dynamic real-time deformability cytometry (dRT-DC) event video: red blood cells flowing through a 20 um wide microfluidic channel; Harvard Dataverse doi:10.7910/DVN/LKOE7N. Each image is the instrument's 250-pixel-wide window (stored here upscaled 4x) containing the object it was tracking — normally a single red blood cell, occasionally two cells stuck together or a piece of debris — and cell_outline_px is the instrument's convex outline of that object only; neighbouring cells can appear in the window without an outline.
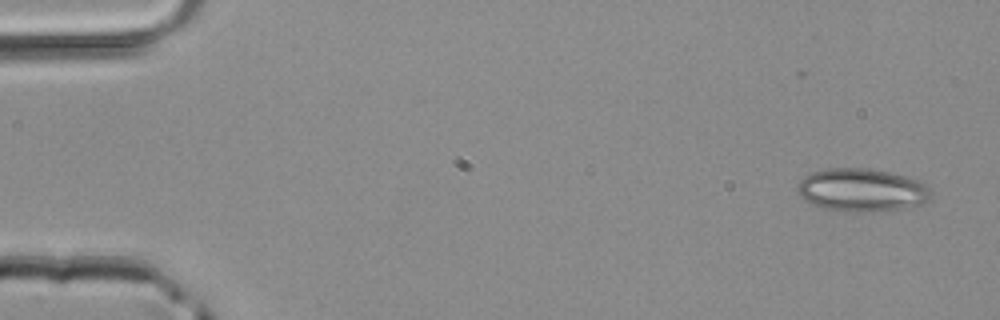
{"species": "common noctule bat (a hibernating species)", "species_latin": "Nyctalus noctula", "temperature_condition": "room temperature", "stored_images_in_passage": 4, "camera_frame_rate_fps": 3000, "um_per_image_px": 0.085, "animal": {"sex": "male", "body_mass_g": 20.4}, "frame": {"image": 1, "passage_image": 1, "time_ms": 0.0, "image_size_px": [1000, 320], "cell_outline_px": [[932, 196], [928, 200], [920, 204], [900, 208], [872, 212], [844, 212], [824, 208], [812, 204], [804, 200], [796, 192], [796, 184], [804, 176], [812, 172], [828, 168], [864, 168], [888, 172], [920, 180], [928, 184], [932, 192]], "centroid_in_image_um": [73.23, 16.16], "position_along_channel_um": 11.8, "area_um2": 33.81}}